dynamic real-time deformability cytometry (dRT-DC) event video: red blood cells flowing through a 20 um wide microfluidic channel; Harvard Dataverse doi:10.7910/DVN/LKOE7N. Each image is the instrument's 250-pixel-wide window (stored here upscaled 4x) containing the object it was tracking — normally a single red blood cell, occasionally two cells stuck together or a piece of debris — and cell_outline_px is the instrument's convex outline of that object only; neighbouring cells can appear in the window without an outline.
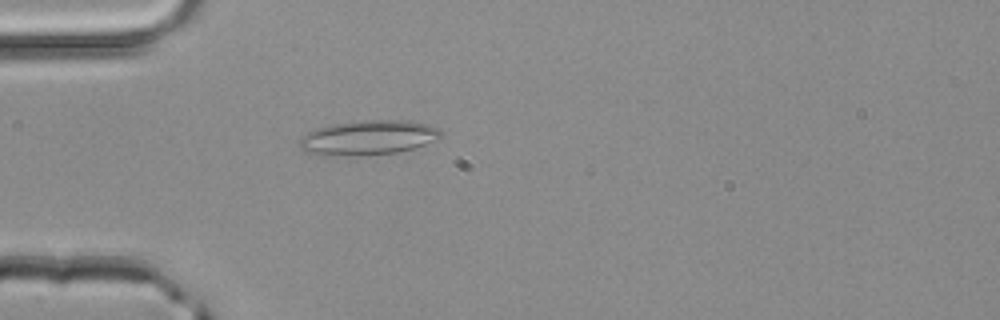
{"species": "common noctule bat (a hibernating species)", "species_latin": "Nyctalus noctula", "temperature_condition": "room temperature", "stored_images_in_passage": 38, "camera_frame_rate_fps": 3000, "um_per_image_px": 0.085, "animal": {"sex": "male", "body_mass_g": 20.4}, "frame": {"image": 1, "passage_image": 3, "time_ms": 0.667, "image_size_px": [1000, 320], "cell_outline_px": [[444, 136], [440, 140], [416, 148], [396, 152], [360, 156], [320, 156], [304, 152], [296, 144], [300, 136], [316, 128], [332, 124], [364, 120], [412, 120], [440, 128], [444, 132]], "centroid_in_image_um": [31.31, 11.71], "position_along_channel_um": 53.7, "area_um2": 29.59}}
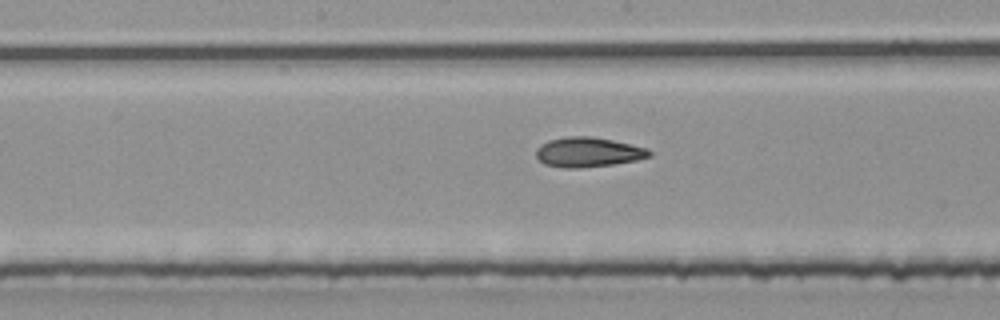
{"frame": {"image": 2, "passage_image": 14, "time_ms": 4.333, "image_size_px": [1000, 320], "cell_outline_px": [[652, 156], [636, 160], [612, 164], [580, 168], [564, 168], [544, 164], [536, 156], [536, 148], [540, 144], [548, 140], [568, 136], [592, 136], [612, 140], [648, 148], [652, 152]], "centroid_in_image_um": [49.98, 12.93], "position_along_channel_um": 198.2, "area_um2": 19.71}}
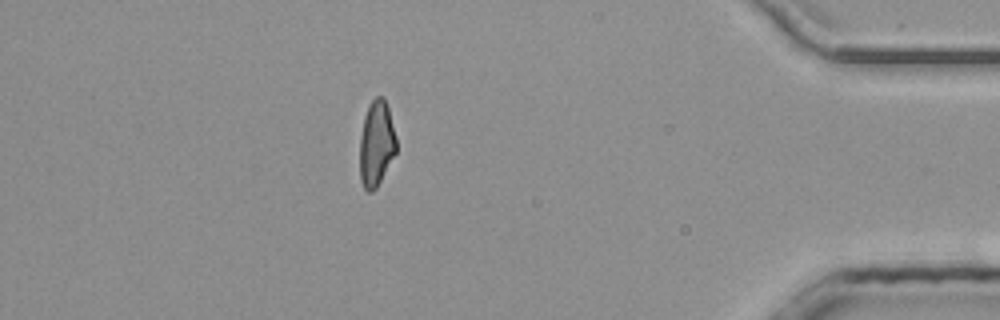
{"frame": {"image": 3, "passage_image": 32, "time_ms": 10.333, "image_size_px": [1000, 320], "cell_outline_px": [[396, 152], [376, 188], [372, 192], [368, 192], [364, 188], [360, 180], [360, 136], [364, 116], [368, 104], [376, 96], [384, 96], [388, 108], [396, 136]], "centroid_in_image_um": [31.98, 12.18], "position_along_channel_um": 403.2, "area_um2": 18.26}, "authors_computed_cell_mechanics": {"area_um2": 18.9006, "velocity_mm_per_s": 4.1878, "shape_relaxation_time_tau1_ms": null, "shape_relaxation_time_tau2_ms": 2.641, "deformation_change_tau1": null, "deformation_change_tau2": 0.1069}}